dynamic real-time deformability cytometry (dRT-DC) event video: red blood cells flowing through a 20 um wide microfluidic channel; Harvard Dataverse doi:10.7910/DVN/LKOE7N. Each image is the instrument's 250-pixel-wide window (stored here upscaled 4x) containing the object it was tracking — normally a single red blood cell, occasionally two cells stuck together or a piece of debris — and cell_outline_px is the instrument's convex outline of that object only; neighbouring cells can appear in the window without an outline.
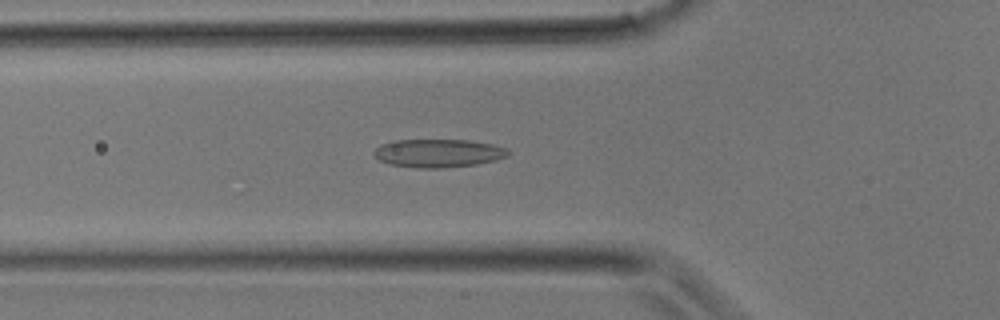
{"species": "common noctule bat (a hibernating species)", "species_latin": "Nyctalus noctula", "temperature_condition": "room temperature", "stored_images_in_passage": 25, "camera_frame_rate_fps": 3000, "um_per_image_px": 0.085, "animal": {"sex": "male", "body_mass_g": 17.9}, "frame": {"image": 1, "passage_image": 3, "time_ms": 0.667, "image_size_px": [1000, 320], "cell_outline_px": [[508, 156], [496, 160], [476, 164], [444, 168], [416, 168], [388, 164], [380, 160], [372, 152], [380, 144], [396, 140], [472, 140], [492, 144], [508, 148]], "centroid_in_image_um": [37.25, 13.02], "position_along_channel_um": 88.5, "area_um2": 22.2}}
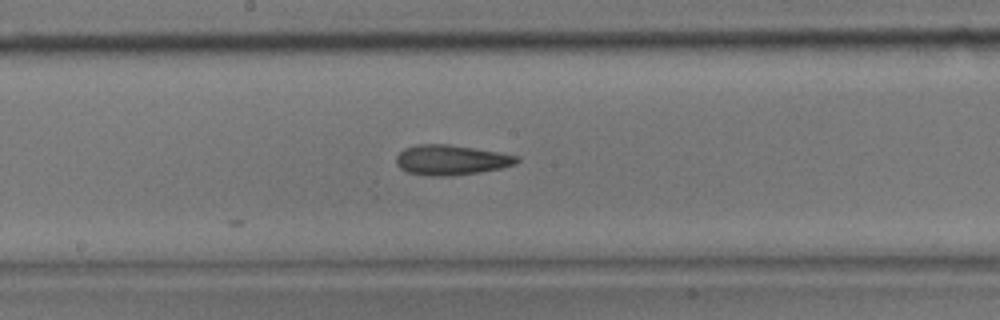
{"frame": {"image": 2, "passage_image": 9, "time_ms": 2.667, "image_size_px": [1000, 320], "cell_outline_px": [[520, 160], [516, 164], [500, 168], [480, 172], [448, 176], [428, 176], [408, 172], [400, 168], [396, 164], [396, 156], [404, 148], [416, 144], [448, 144], [520, 156]], "centroid_in_image_um": [38.32, 13.6], "position_along_channel_um": 209.9, "area_um2": 21.1}}
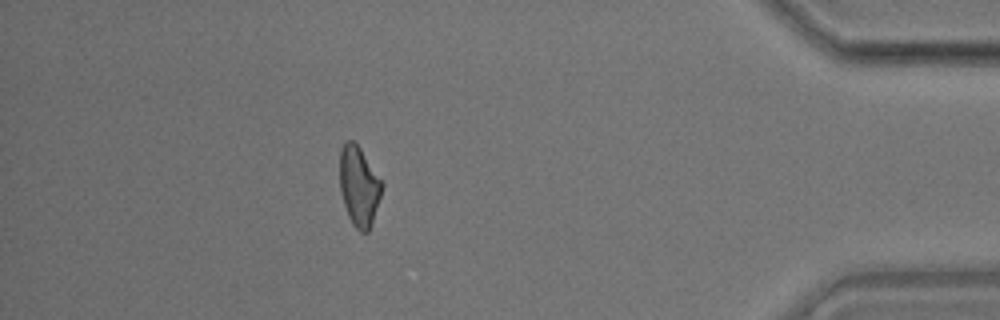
{"frame": {"image": 3, "passage_image": 21, "time_ms": 6.667, "image_size_px": [1000, 320], "cell_outline_px": [[384, 184], [372, 224], [368, 232], [360, 232], [352, 224], [348, 216], [340, 192], [340, 148], [348, 140], [352, 140], [360, 148]], "centroid_in_image_um": [30.51, 15.85], "position_along_channel_um": 404.7, "area_um2": 19.54}}